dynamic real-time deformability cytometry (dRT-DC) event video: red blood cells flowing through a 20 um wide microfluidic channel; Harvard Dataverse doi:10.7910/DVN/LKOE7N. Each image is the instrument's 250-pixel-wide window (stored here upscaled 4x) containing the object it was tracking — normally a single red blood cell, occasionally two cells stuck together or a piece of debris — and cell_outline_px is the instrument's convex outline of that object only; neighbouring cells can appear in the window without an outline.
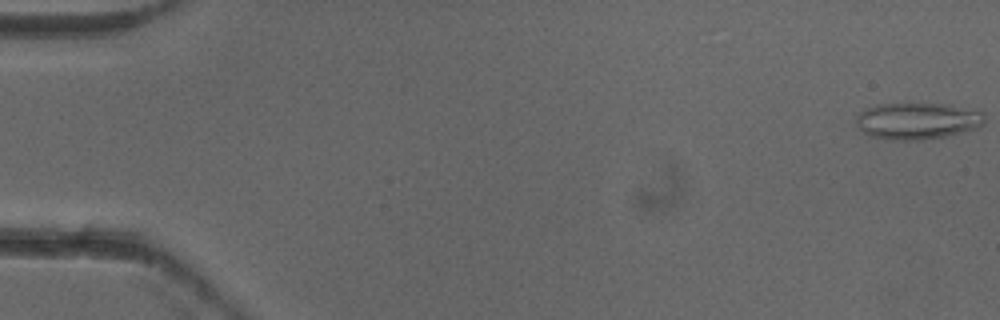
{"species": "common noctule bat (a hibernating species)", "species_latin": "Nyctalus noctula", "temperature_condition": "cold", "stored_images_in_passage": 53, "camera_frame_rate_fps": 3000, "um_per_image_px": 0.085, "animal": {"sex": "female"}, "frame": {"image": 1, "passage_image": 1, "time_ms": 0.0, "image_size_px": [1000, 320], "cell_outline_px": [[984, 124], [976, 128], [944, 136], [920, 140], [892, 140], [868, 136], [856, 124], [856, 116], [864, 108], [876, 104], [948, 104], [980, 112], [984, 116]], "centroid_in_image_um": [77.91, 10.28], "position_along_channel_um": 7.1, "area_um2": 27.22}}
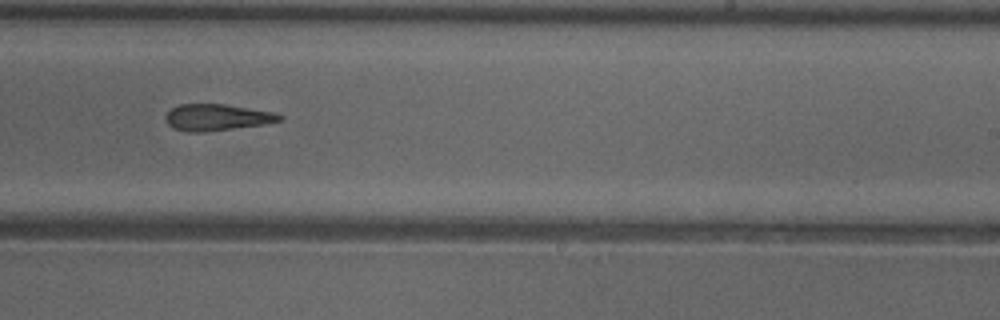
{"frame": {"image": 2, "passage_image": 33, "time_ms": 10.667, "image_size_px": [1000, 320], "cell_outline_px": [[284, 120], [264, 124], [204, 132], [188, 132], [172, 128], [168, 124], [164, 116], [172, 108], [180, 104], [224, 104], [276, 112], [284, 116]], "centroid_in_image_um": [18.46, 9.97], "position_along_channel_um": 270.5, "area_um2": 17.69}}
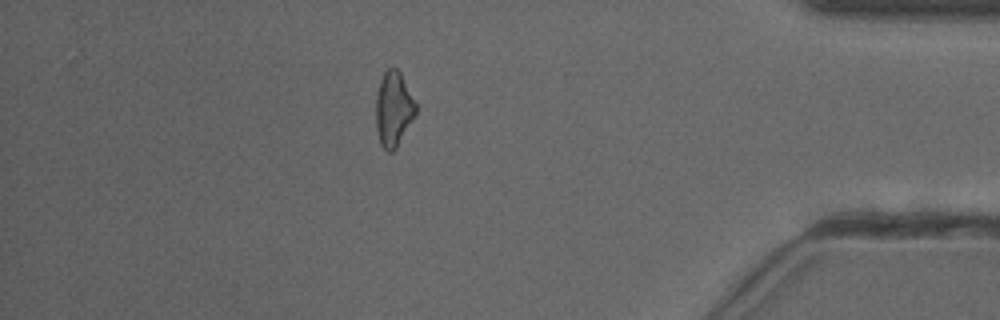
{"frame": {"image": 3, "passage_image": 46, "time_ms": 15.0, "image_size_px": [1000, 320], "cell_outline_px": [[416, 112], [396, 148], [392, 152], [388, 152], [380, 144], [376, 128], [376, 96], [380, 80], [384, 72], [388, 68], [396, 68], [400, 72], [416, 104]], "centroid_in_image_um": [33.43, 9.27], "position_along_channel_um": 401.8, "area_um2": 17.11}, "authors_computed_cell_mechanics": {"area_um2": 18.6116, "velocity_mm_per_s": 3.9399, "shape_relaxation_time_tau1_ms": null, "shape_relaxation_time_tau2_ms": 3.6342, "deformation_change_tau1": null, "deformation_change_tau2": 0.1383}}